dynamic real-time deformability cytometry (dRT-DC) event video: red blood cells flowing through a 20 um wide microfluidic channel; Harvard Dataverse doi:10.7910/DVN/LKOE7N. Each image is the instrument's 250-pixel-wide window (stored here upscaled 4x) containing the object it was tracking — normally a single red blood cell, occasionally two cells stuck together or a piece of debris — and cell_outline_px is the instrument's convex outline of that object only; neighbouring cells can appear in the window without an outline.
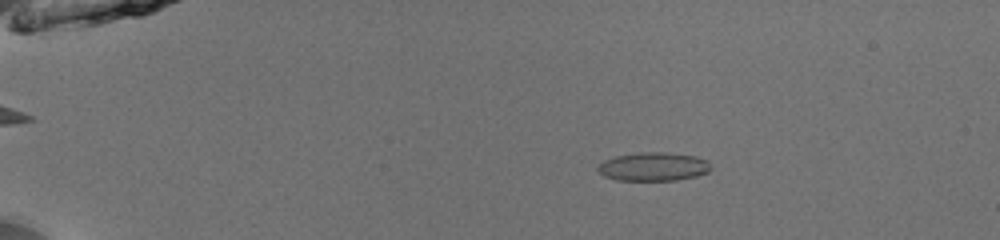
{"species": "common noctule bat (a hibernating species)", "species_latin": "Nyctalus noctula", "temperature_condition": "room temperature", "stored_images_in_passage": 52, "camera_frame_rate_fps": 3000, "um_per_image_px": 0.085, "animal": {"sex": "male", "body_mass_g": 13.0, "forearm_length_mm": 53.1}, "frame": {"image": 1, "passage_image": 11, "time_ms": 3.333, "image_size_px": [1000, 240], "cell_outline_px": [[712, 168], [708, 172], [696, 176], [676, 180], [616, 180], [604, 176], [596, 168], [604, 160], [616, 156], [640, 152], [668, 152], [696, 156], [708, 160]], "centroid_in_image_um": [55.57, 14.16], "position_along_channel_um": 29.4, "area_um2": 18.9}}
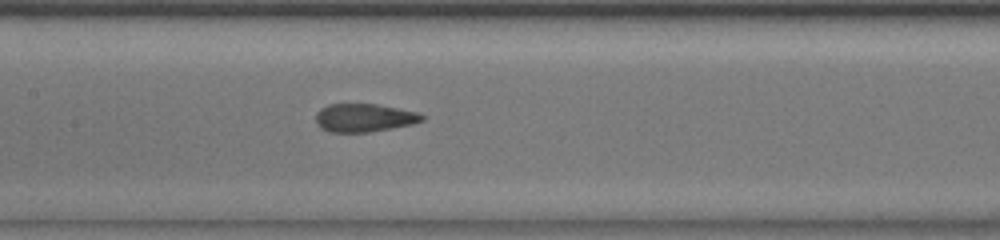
{"frame": {"image": 2, "passage_image": 28, "time_ms": 9.0, "image_size_px": [1000, 240], "cell_outline_px": [[424, 120], [412, 124], [368, 132], [328, 132], [320, 128], [316, 124], [316, 112], [320, 108], [328, 104], [376, 104], [416, 112], [424, 116]], "centroid_in_image_um": [30.89, 10.01], "position_along_channel_um": 176.5, "area_um2": 17.4}}
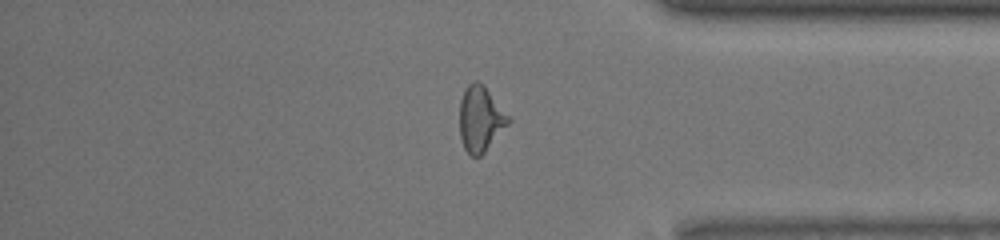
{"frame": {"image": 3, "passage_image": 45, "time_ms": 14.667, "image_size_px": [1000, 240], "cell_outline_px": [[512, 120], [484, 152], [480, 156], [472, 156], [464, 148], [460, 136], [460, 100], [468, 84], [472, 80], [476, 80], [484, 84]], "centroid_in_image_um": [40.84, 10.08], "position_along_channel_um": 394.4, "area_um2": 18.5}, "authors_computed_cell_mechanics": {"area_um2": 18.1203, "velocity_mm_per_s": 4.001, "shape_relaxation_time_tau1_ms": null, "shape_relaxation_time_tau2_ms": 0.9309, "deformation_change_tau1": null, "deformation_change_tau2": 0.0625}}